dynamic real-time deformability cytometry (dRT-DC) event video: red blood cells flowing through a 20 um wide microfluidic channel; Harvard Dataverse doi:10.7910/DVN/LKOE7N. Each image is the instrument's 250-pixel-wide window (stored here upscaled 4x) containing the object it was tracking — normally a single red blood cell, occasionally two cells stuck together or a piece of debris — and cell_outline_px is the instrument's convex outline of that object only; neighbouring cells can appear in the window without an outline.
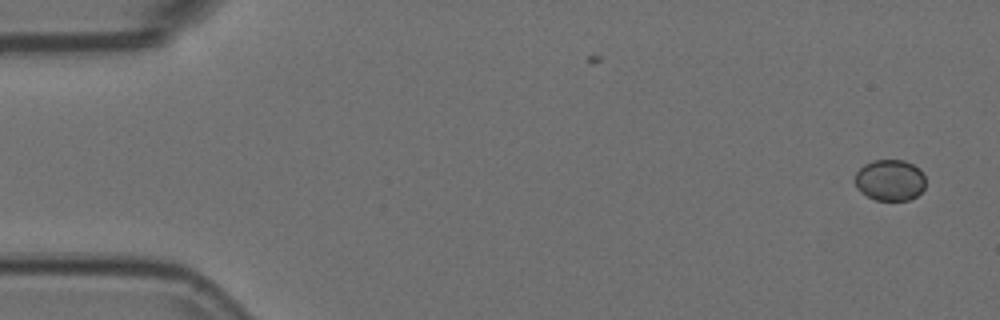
{"species": "Egyptian fruit bat (a non-hibernating species)", "species_latin": "Rousettus aegyptiacus", "temperature_condition": "room temperature", "stored_images_in_passage": 2, "camera_frame_rate_fps": 3000, "um_per_image_px": 0.085, "animal": {"sex": "female"}, "frame": {"image": 1, "passage_image": 2, "time_ms": 0.333, "image_size_px": [1000, 320], "cell_outline_px": [[924, 188], [916, 196], [908, 200], [876, 200], [860, 192], [856, 188], [856, 172], [864, 164], [872, 160], [904, 160], [920, 168], [924, 176]], "centroid_in_image_um": [75.64, 15.3], "position_along_channel_um": 9.4, "area_um2": 16.94}}